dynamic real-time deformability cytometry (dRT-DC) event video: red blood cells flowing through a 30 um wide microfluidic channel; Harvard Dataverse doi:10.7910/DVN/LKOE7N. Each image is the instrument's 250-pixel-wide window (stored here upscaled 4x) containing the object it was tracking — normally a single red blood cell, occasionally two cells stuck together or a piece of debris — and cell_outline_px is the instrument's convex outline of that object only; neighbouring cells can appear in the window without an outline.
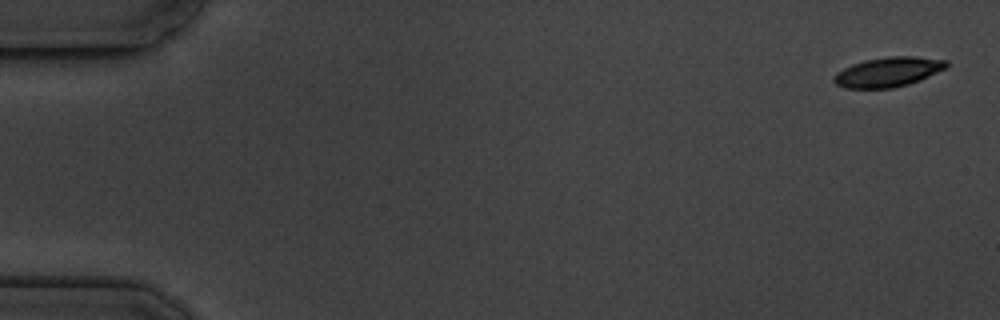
{"species": "common noctule bat (a hibernating species)", "species_latin": "Nyctalus noctula", "temperature_condition": "cold", "stored_images_in_passage": 3, "camera_frame_rate_fps": 3000, "um_per_image_px": 0.085, "animal": {"sex": "male", "body_mass_g": 19.5, "forearm_length_mm": 54.6}, "frame": {"image": 1, "passage_image": 1, "time_ms": 0.0, "image_size_px": [1000, 320], "cell_outline_px": [[948, 68], [908, 84], [892, 88], [844, 88], [836, 84], [832, 80], [832, 76], [836, 72], [852, 64], [864, 60], [888, 56], [916, 56], [948, 60]], "centroid_in_image_um": [75.48, 6.11], "position_along_channel_um": 9.5, "area_um2": 19.59}}